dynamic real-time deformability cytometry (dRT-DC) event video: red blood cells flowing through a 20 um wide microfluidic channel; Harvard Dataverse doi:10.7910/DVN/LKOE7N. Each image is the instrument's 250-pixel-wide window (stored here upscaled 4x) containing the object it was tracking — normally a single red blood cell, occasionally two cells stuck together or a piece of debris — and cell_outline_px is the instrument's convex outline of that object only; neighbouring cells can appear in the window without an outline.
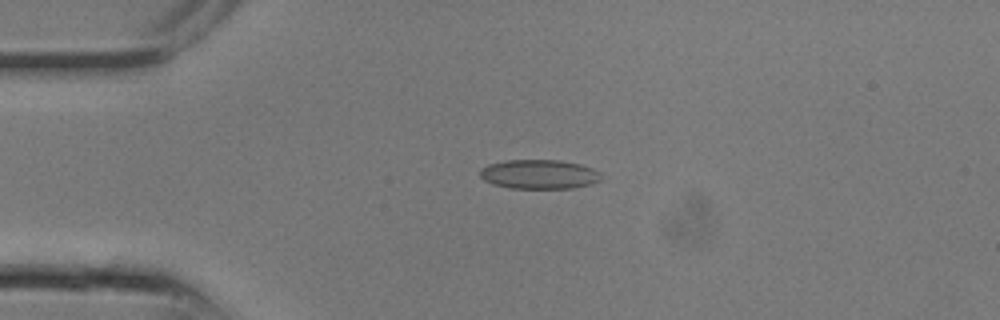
{"species": "common noctule bat (a hibernating species)", "species_latin": "Nyctalus noctula", "temperature_condition": "room temperature", "stored_images_in_passage": 6, "camera_frame_rate_fps": 3000, "um_per_image_px": 0.085, "animal": {"sex": "male", "body_mass_g": 13.3}, "frame": {"image": 1, "passage_image": 3, "time_ms": 0.667, "image_size_px": [1000, 320], "cell_outline_px": [[600, 180], [592, 184], [572, 188], [508, 188], [492, 184], [484, 180], [480, 176], [480, 168], [488, 164], [508, 160], [560, 160], [580, 164], [592, 168], [600, 172]], "centroid_in_image_um": [45.81, 14.81], "position_along_channel_um": 39.2, "area_um2": 20.75}}
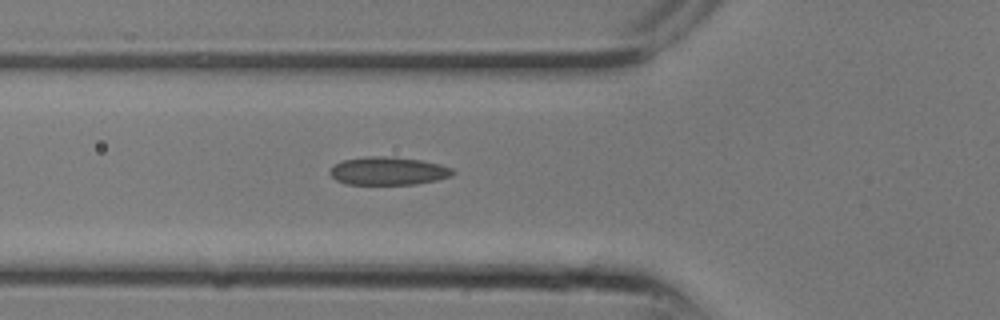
{"frame": {"image": 2, "passage_image": 6, "time_ms": 1.667, "image_size_px": [1000, 320], "cell_outline_px": [[456, 172], [452, 176], [436, 180], [416, 184], [344, 184], [336, 180], [328, 172], [336, 164], [344, 160], [368, 156], [392, 156], [420, 160], [440, 164], [452, 168]], "centroid_in_image_um": [33.02, 14.53], "position_along_channel_um": 92.8, "area_um2": 20.11}}